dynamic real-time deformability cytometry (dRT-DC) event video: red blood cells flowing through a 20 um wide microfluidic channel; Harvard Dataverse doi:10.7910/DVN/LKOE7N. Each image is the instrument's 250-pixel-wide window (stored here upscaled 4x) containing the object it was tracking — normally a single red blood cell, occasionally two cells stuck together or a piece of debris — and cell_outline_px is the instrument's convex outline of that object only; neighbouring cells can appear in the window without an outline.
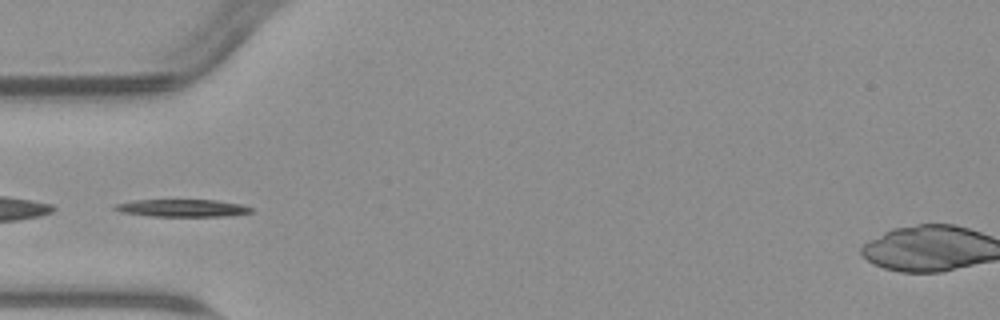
{"species": "common noctule bat (a hibernating species)", "species_latin": "Nyctalus noctula", "temperature_condition": "warm", "stored_images_in_passage": 8, "segment_of_instrument_passage": [2, 2], "camera_frame_rate_fps": 3000, "um_per_image_px": 0.085, "animal": {"sex": "male", "body_mass_g": 23.1, "forearm_length_mm": 52.7}, "frame": {"image": 1, "passage_image": 5, "time_ms": 5.667, "image_size_px": [1000, 320], "cell_outline_px": [[252, 212], [228, 216], [148, 216], [120, 212], [112, 208], [116, 204], [136, 200], [216, 200], [244, 204], [252, 208]], "centroid_in_image_um": [15.52, 17.68], "position_along_channel_um": 69.5, "area_um2": 13.87}}
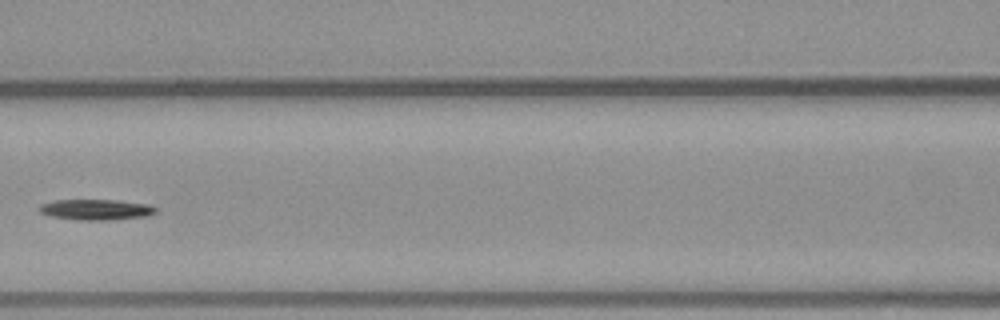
{"frame": {"image": 2, "passage_image": 7, "time_ms": 8.0, "image_size_px": [1000, 320], "cell_outline_px": [[156, 212], [148, 216], [108, 220], [76, 220], [52, 216], [40, 212], [40, 204], [52, 200], [112, 200], [148, 204], [156, 208]], "centroid_in_image_um": [8.15, 17.82], "position_along_channel_um": 158.4, "area_um2": 13.93}}
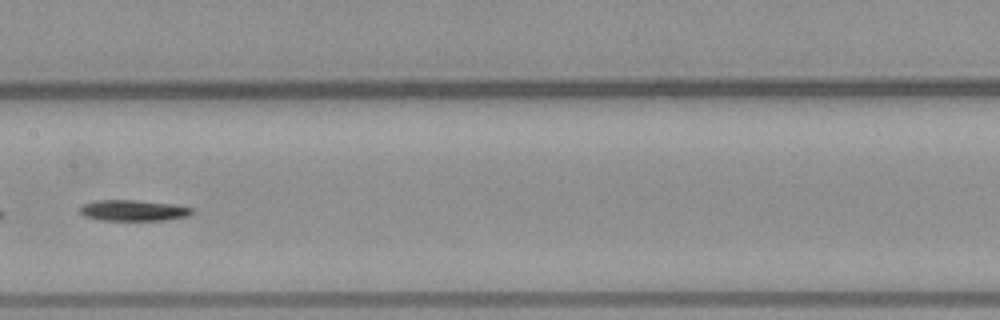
{"frame": {"image": 3, "passage_image": 8, "time_ms": 9.0, "image_size_px": [1000, 320], "cell_outline_px": [[192, 212], [188, 216], [164, 220], [104, 220], [84, 216], [80, 212], [80, 204], [96, 200], [136, 200], [172, 204], [192, 208]], "centroid_in_image_um": [11.29, 17.88], "position_along_channel_um": 196.1, "area_um2": 13.58}}